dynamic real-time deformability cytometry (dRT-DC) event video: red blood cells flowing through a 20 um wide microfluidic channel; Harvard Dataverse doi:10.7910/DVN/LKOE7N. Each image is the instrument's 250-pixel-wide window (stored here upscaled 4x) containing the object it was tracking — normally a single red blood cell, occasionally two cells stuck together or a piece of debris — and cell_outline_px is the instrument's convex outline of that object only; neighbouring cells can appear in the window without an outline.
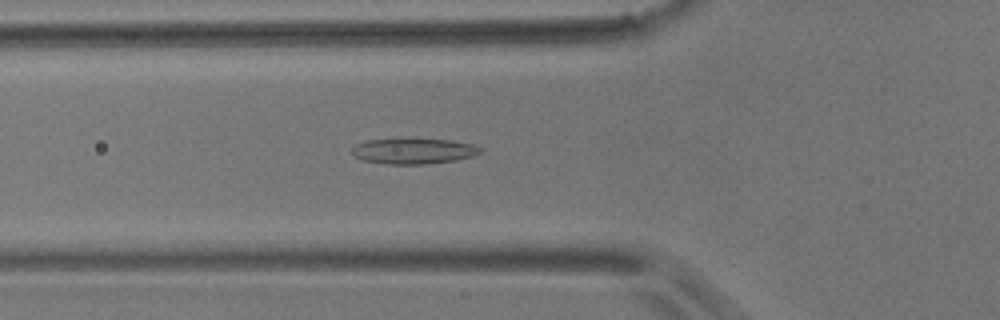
{"species": "common noctule bat (a hibernating species)", "species_latin": "Nyctalus noctula", "temperature_condition": "room temperature", "stored_images_in_passage": 54, "camera_frame_rate_fps": 3000, "um_per_image_px": 0.085, "animal": {"sex": "male", "body_mass_g": 17.9}, "frame": {"image": 1, "passage_image": 18, "time_ms": 5.667, "image_size_px": [1000, 320], "cell_outline_px": [[484, 148], [480, 152], [472, 156], [456, 160], [424, 164], [388, 164], [364, 160], [352, 156], [352, 148], [356, 144], [368, 140], [452, 140], [472, 144]], "centroid_in_image_um": [35.16, 12.85], "position_along_channel_um": 90.6, "area_um2": 18.73}}
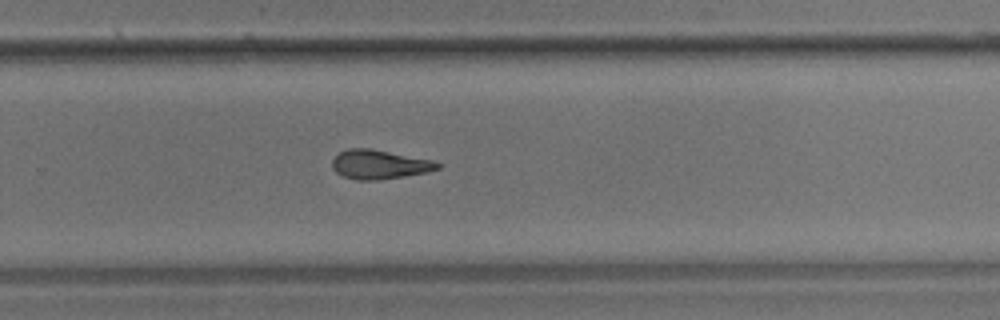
{"frame": {"image": 2, "passage_image": 35, "time_ms": 11.333, "image_size_px": [1000, 320], "cell_outline_px": [[440, 168], [428, 172], [404, 176], [376, 180], [356, 180], [344, 176], [336, 172], [332, 168], [332, 160], [340, 152], [348, 148], [372, 148], [432, 160], [440, 164]], "centroid_in_image_um": [32.24, 13.97], "position_along_channel_um": 297.6, "area_um2": 17.86}}
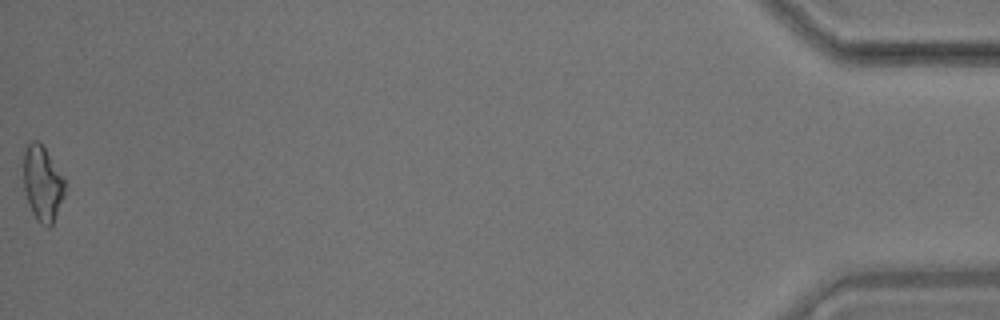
{"frame": {"image": 3, "passage_image": 54, "time_ms": 17.667, "image_size_px": [1000, 320], "cell_outline_px": [[64, 196], [52, 224], [48, 228], [40, 224], [36, 220], [28, 204], [24, 188], [24, 148], [32, 140], [40, 140], [64, 180]], "centroid_in_image_um": [3.59, 15.6], "position_along_channel_um": 431.6, "area_um2": 17.98}, "authors_computed_cell_mechanics": {"area_um2": 18.0625, "velocity_mm_per_s": 3.6476, "shape_relaxation_time_tau1_ms": null, "shape_relaxation_time_tau2_ms": 4.8301, "deformation_change_tau1": null, "deformation_change_tau2": 0.1422}}